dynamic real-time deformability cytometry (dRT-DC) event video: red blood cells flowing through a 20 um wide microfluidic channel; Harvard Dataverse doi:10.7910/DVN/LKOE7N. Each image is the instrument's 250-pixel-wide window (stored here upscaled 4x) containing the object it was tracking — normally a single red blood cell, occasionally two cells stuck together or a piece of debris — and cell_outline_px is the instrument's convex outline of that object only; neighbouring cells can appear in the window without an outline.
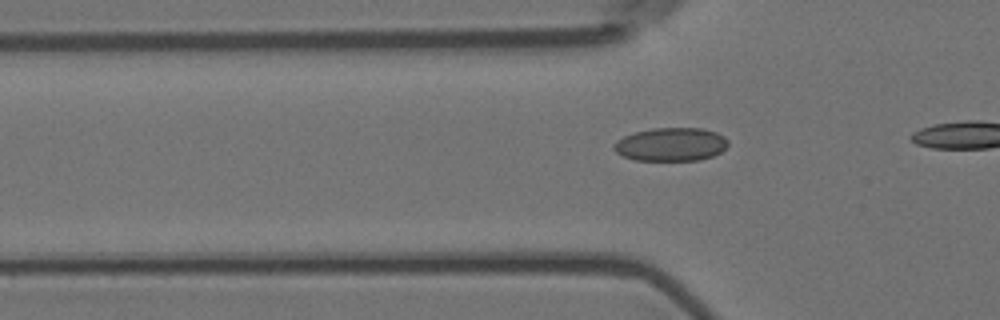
{"species": "Egyptian fruit bat (a non-hibernating species)", "species_latin": "Rousettus aegyptiacus", "temperature_condition": "room temperature", "stored_images_in_passage": 8, "camera_frame_rate_fps": 3000, "um_per_image_px": 0.085, "animal": {"sex": "female"}, "frame": {"image": 1, "passage_image": 2, "time_ms": 0.333, "image_size_px": [1000, 320], "cell_outline_px": [[728, 144], [720, 152], [712, 156], [700, 160], [636, 160], [624, 156], [616, 152], [612, 148], [612, 144], [616, 140], [624, 136], [636, 132], [652, 128], [700, 128], [716, 132], [724, 136], [728, 140]], "centroid_in_image_um": [57.01, 12.27], "position_along_channel_um": 68.8, "area_um2": 22.2}}
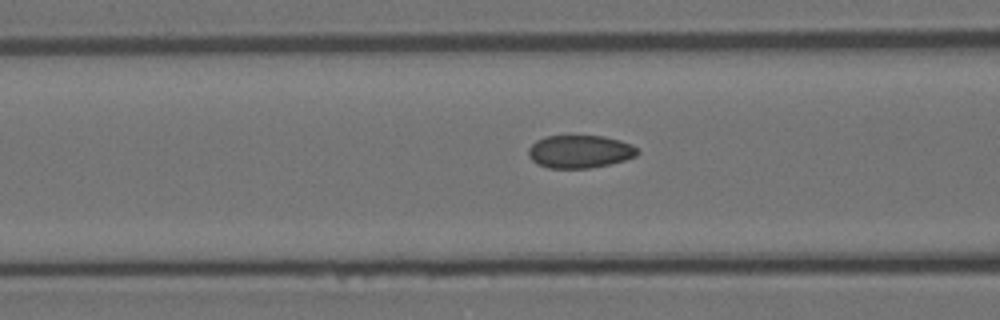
{"frame": {"image": 2, "passage_image": 6, "time_ms": 1.667, "image_size_px": [1000, 320], "cell_outline_px": [[640, 152], [636, 156], [624, 160], [608, 164], [588, 168], [548, 168], [536, 164], [528, 156], [528, 148], [536, 140], [548, 136], [604, 136], [620, 140], [632, 144]], "centroid_in_image_um": [49.27, 12.88], "position_along_channel_um": 117.3, "area_um2": 20.92}}